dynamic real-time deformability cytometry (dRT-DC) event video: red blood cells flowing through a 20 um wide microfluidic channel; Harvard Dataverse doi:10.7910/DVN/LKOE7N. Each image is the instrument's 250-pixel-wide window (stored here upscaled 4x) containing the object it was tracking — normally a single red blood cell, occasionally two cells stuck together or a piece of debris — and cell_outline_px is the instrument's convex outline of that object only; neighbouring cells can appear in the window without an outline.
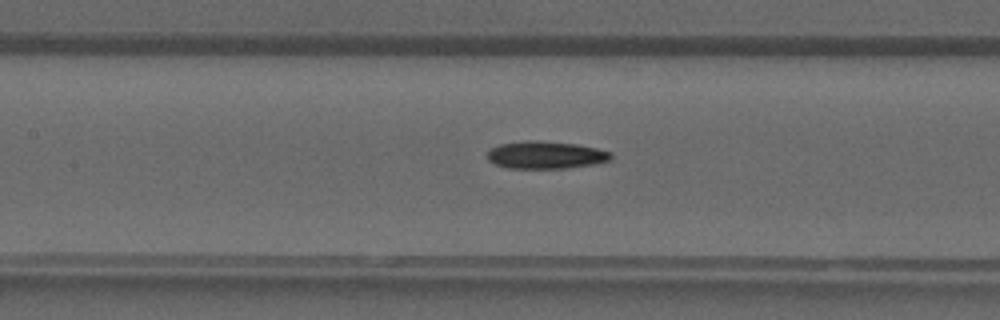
{"species": "common noctule bat (a hibernating species)", "species_latin": "Nyctalus noctula", "temperature_condition": "warm", "stored_images_in_passage": 39, "camera_frame_rate_fps": 3000, "um_per_image_px": 0.085, "animal": {"sex": "male", "forearm_length_mm": 52.5}, "frame": {"image": 1, "passage_image": 19, "time_ms": 6.0, "image_size_px": [1000, 320], "cell_outline_px": [[612, 156], [608, 160], [596, 164], [564, 168], [508, 168], [496, 164], [488, 160], [488, 152], [492, 148], [500, 144], [524, 140], [540, 140], [576, 144], [596, 148], [612, 152]], "centroid_in_image_um": [46.39, 13.16], "position_along_channel_um": 161.0, "area_um2": 19.77}}
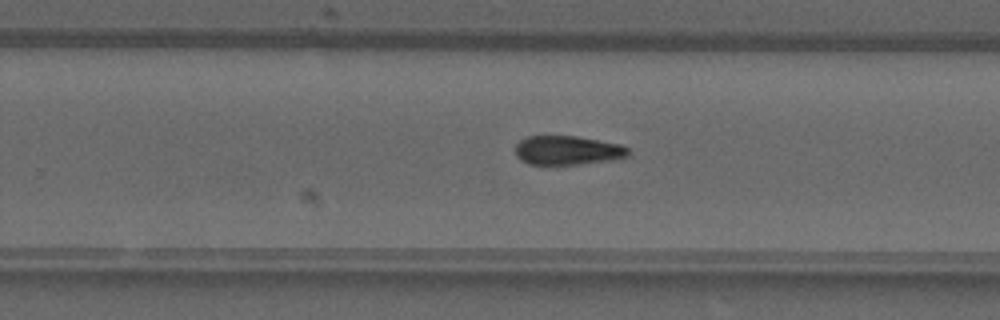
{"frame": {"image": 2, "passage_image": 26, "time_ms": 8.333, "image_size_px": [1000, 320], "cell_outline_px": [[628, 156], [612, 160], [576, 164], [528, 164], [520, 160], [516, 156], [516, 144], [520, 140], [528, 136], [576, 136], [620, 144], [628, 148]], "centroid_in_image_um": [48.21, 12.77], "position_along_channel_um": 281.6, "area_um2": 19.02}}
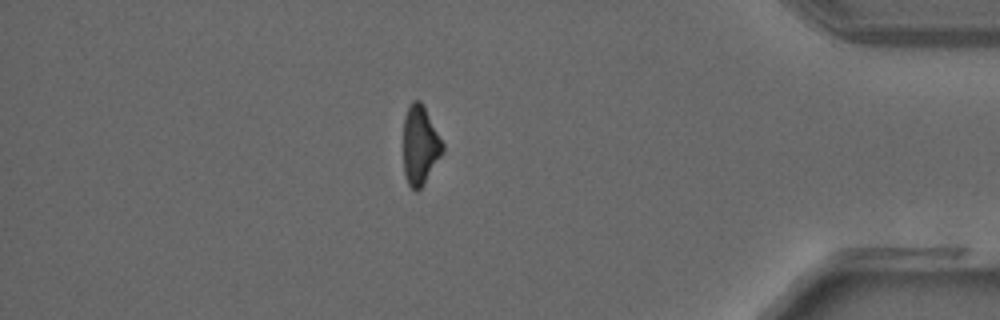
{"frame": {"image": 3, "passage_image": 35, "time_ms": 11.333, "image_size_px": [1000, 320], "cell_outline_px": [[444, 148], [440, 156], [424, 184], [416, 192], [408, 184], [404, 172], [404, 116], [408, 104], [412, 100], [420, 100], [444, 144]], "centroid_in_image_um": [35.69, 12.33], "position_along_channel_um": 399.5, "area_um2": 17.86}}